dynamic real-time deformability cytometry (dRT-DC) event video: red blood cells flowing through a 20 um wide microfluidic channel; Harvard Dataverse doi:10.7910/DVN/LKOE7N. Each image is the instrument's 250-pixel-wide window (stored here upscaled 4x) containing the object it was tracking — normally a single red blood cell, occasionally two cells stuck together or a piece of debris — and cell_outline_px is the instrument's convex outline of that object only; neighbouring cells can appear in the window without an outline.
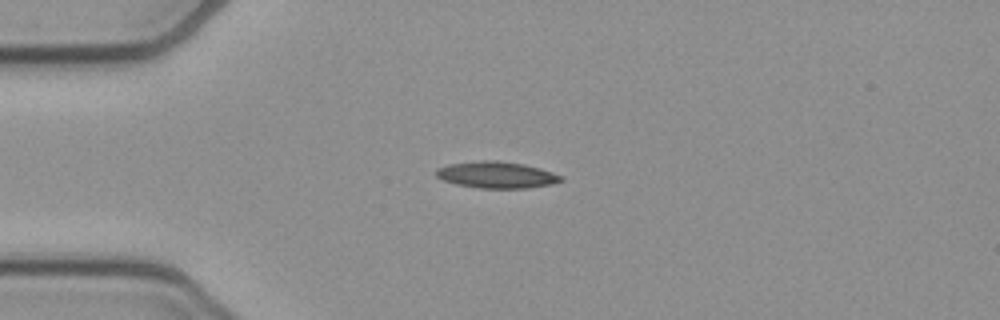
{"species": "common noctule bat (a hibernating species)", "species_latin": "Nyctalus noctula", "temperature_condition": "cold", "stored_images_in_passage": 41, "camera_frame_rate_fps": 3000, "um_per_image_px": 0.085, "animal": {"sex": "female", "body_mass_g": 21.9}, "frame": {"image": 1, "passage_image": 1, "time_ms": 0.0, "image_size_px": [1000, 320], "cell_outline_px": [[564, 180], [552, 184], [524, 188], [480, 188], [456, 184], [444, 180], [436, 176], [436, 168], [448, 164], [484, 160], [496, 160], [524, 164], [540, 168], [564, 176]], "centroid_in_image_um": [42.22, 14.86], "position_along_channel_um": 42.8, "area_um2": 19.31}}
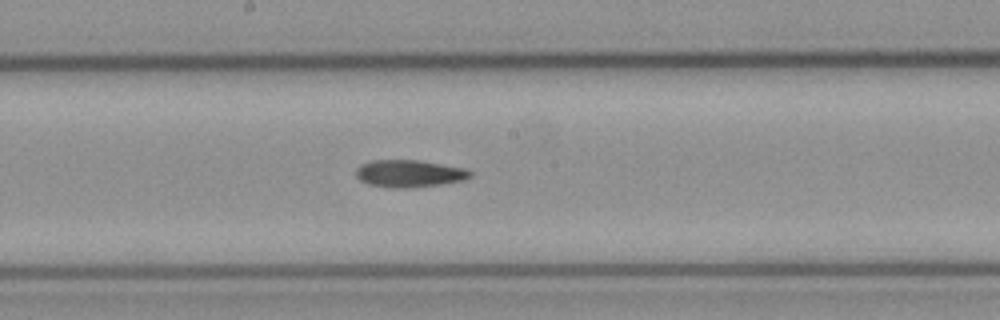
{"frame": {"image": 2, "passage_image": 16, "time_ms": 5.0, "image_size_px": [1000, 320], "cell_outline_px": [[472, 176], [464, 180], [440, 184], [408, 188], [388, 188], [368, 184], [360, 180], [356, 176], [356, 168], [360, 164], [368, 160], [420, 160], [468, 168], [472, 172]], "centroid_in_image_um": [34.79, 14.74], "position_along_channel_um": 213.4, "area_um2": 18.5}}
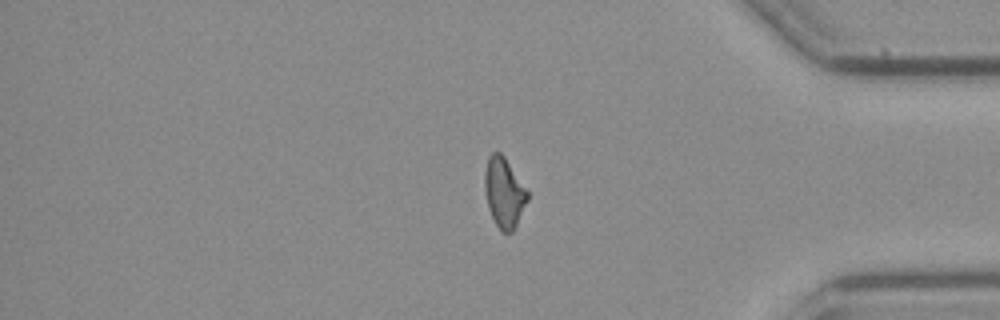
{"frame": {"image": 3, "passage_image": 32, "time_ms": 10.333, "image_size_px": [1000, 320], "cell_outline_px": [[528, 200], [516, 228], [512, 232], [500, 232], [488, 208], [484, 188], [484, 172], [488, 156], [492, 152], [500, 152], [504, 156], [528, 192]], "centroid_in_image_um": [42.84, 16.39], "position_along_channel_um": 392.4, "area_um2": 17.51}}